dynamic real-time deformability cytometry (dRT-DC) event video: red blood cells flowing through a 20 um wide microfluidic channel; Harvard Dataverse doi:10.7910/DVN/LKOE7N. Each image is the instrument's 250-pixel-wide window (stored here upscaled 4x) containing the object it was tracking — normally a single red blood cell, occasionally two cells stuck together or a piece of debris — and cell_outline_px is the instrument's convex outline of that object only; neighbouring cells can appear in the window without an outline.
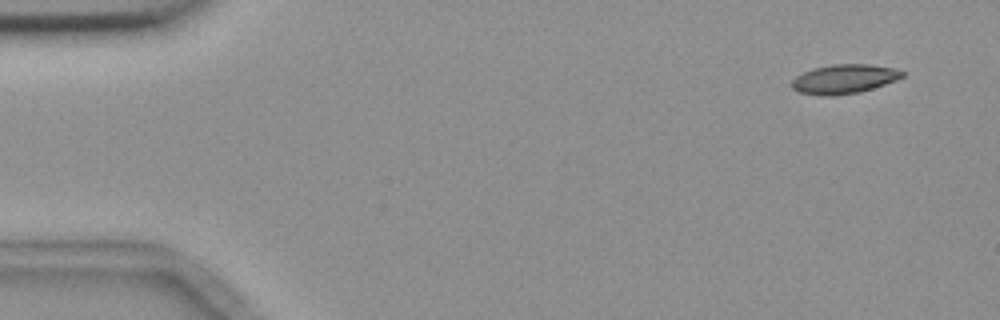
{"species": "common noctule bat (a hibernating species)", "species_latin": "Nyctalus noctula", "temperature_condition": "room temperature", "stored_images_in_passage": 4, "camera_frame_rate_fps": 3000, "um_per_image_px": 0.085, "animal": {"sex": "female", "body_mass_g": 18.4}, "frame": {"image": 1, "passage_image": 1, "time_ms": 0.0, "image_size_px": [1000, 320], "cell_outline_px": [[904, 76], [896, 80], [860, 92], [832, 96], [820, 96], [800, 92], [792, 88], [792, 80], [796, 76], [812, 68], [832, 64], [868, 64], [892, 68], [904, 72]], "centroid_in_image_um": [71.72, 6.72], "position_along_channel_um": 13.3, "area_um2": 18.73}}